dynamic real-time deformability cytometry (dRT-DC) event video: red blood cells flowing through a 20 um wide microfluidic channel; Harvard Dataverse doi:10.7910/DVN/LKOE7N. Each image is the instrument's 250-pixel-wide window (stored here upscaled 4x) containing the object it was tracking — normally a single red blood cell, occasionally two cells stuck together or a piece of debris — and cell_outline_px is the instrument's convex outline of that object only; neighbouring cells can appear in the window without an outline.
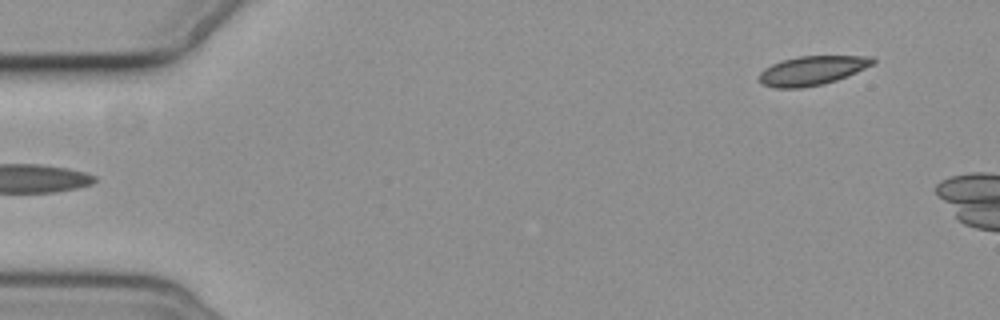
{"species": "common noctule bat (a hibernating species)", "species_latin": "Nyctalus noctula", "temperature_condition": "cold", "stored_images_in_passage": 5, "segment_of_instrument_passage": [2, 2], "camera_frame_rate_fps": 3000, "um_per_image_px": 0.085, "animal": {"sex": "female", "body_mass_g": 19.3, "forearm_length_mm": 54.1}, "frame": {"image": 1, "passage_image": 5, "time_ms": 4.667, "image_size_px": [1000, 320], "cell_outline_px": [[876, 64], [836, 80], [824, 84], [800, 88], [776, 88], [760, 84], [760, 72], [764, 68], [780, 60], [800, 56], [872, 56], [876, 60]], "centroid_in_image_um": [69.04, 5.99], "position_along_channel_um": 16.0, "area_um2": 19.42}}